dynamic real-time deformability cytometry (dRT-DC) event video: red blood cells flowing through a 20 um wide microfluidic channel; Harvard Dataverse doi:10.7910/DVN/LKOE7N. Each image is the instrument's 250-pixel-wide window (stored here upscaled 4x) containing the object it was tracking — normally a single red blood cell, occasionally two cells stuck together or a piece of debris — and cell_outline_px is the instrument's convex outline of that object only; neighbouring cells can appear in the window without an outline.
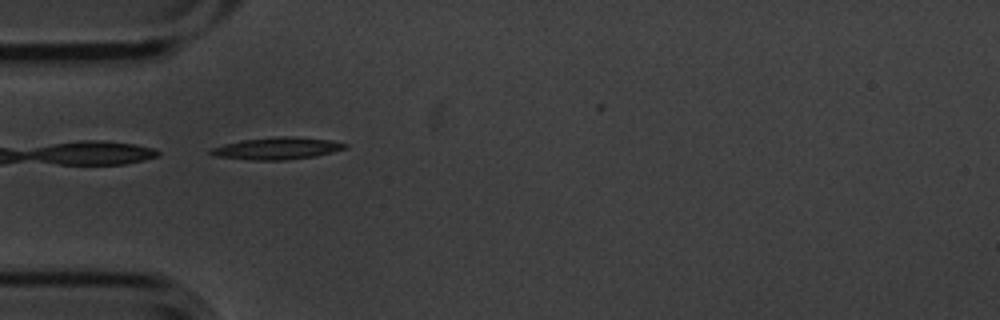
{"species": "common noctule bat (a hibernating species)", "species_latin": "Nyctalus noctula", "temperature_condition": "cold", "stored_images_in_passage": 8, "camera_frame_rate_fps": 3000, "um_per_image_px": 0.085, "animal": {"sex": "male", "body_mass_g": 20.1, "forearm_length_mm": 53.5}, "frame": {"image": 1, "passage_image": 5, "time_ms": 1.333, "image_size_px": [1000, 320], "cell_outline_px": [[348, 148], [316, 156], [288, 160], [252, 160], [216, 156], [208, 152], [208, 148], [240, 140], [276, 136], [288, 136], [332, 140], [348, 144]], "centroid_in_image_um": [23.54, 12.61], "position_along_channel_um": 61.5, "area_um2": 17.46}}
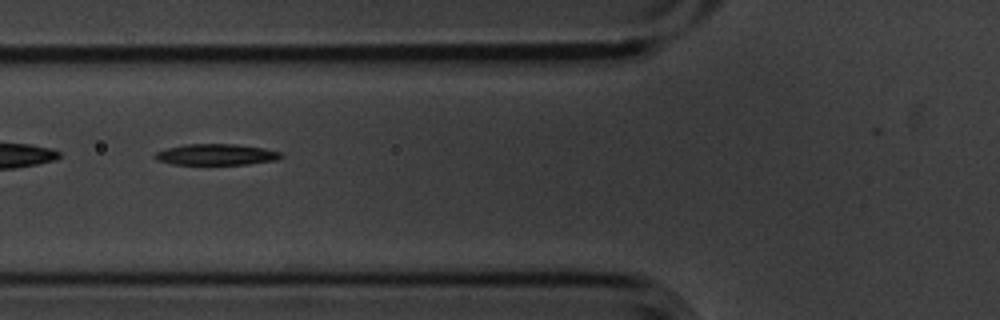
{"frame": {"image": 2, "passage_image": 6, "time_ms": 1.667, "image_size_px": [1000, 320], "cell_outline_px": [[284, 156], [276, 160], [248, 164], [172, 164], [156, 160], [152, 156], [156, 152], [168, 148], [184, 144], [236, 144], [264, 148], [280, 152]], "centroid_in_image_um": [18.36, 13.13], "position_along_channel_um": 107.4, "area_um2": 15.49}}